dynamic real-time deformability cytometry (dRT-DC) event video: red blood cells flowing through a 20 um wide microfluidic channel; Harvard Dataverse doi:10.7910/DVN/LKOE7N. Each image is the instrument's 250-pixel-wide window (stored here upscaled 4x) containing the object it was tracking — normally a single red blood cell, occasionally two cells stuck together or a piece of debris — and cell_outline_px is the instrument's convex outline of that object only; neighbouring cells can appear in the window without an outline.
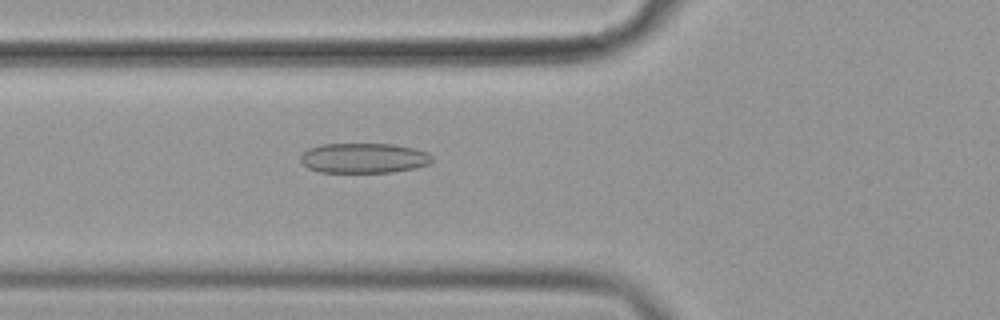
{"species": "common noctule bat (a hibernating species)", "species_latin": "Nyctalus noctula", "temperature_condition": "cold", "stored_images_in_passage": 56, "camera_frame_rate_fps": 3000, "um_per_image_px": 0.085, "animal": {"sex": "female", "body_mass_g": 19.9}, "frame": {"image": 1, "passage_image": 21, "time_ms": 6.667, "image_size_px": [1000, 320], "cell_outline_px": [[432, 160], [428, 164], [412, 168], [392, 172], [320, 172], [308, 168], [300, 160], [300, 156], [308, 148], [320, 144], [396, 144], [416, 148], [428, 152], [432, 156]], "centroid_in_image_um": [30.92, 13.42], "position_along_channel_um": 94.9, "area_um2": 23.06}}
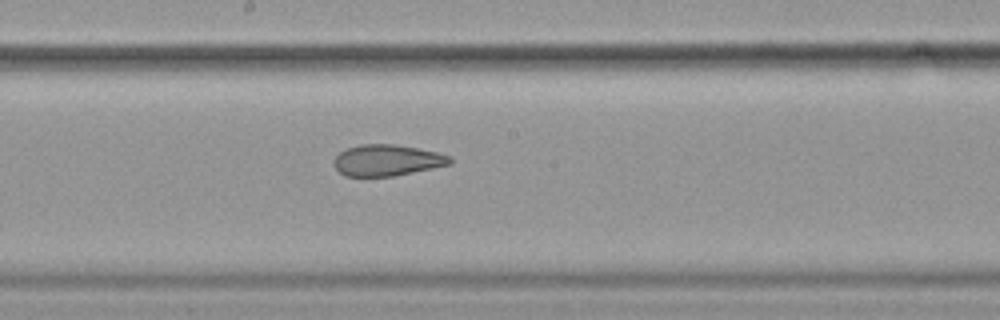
{"frame": {"image": 2, "passage_image": 31, "time_ms": 10.0, "image_size_px": [1000, 320], "cell_outline_px": [[452, 164], [392, 176], [344, 176], [332, 164], [332, 160], [340, 152], [348, 148], [360, 144], [396, 144], [436, 152], [452, 156]], "centroid_in_image_um": [32.88, 13.62], "position_along_channel_um": 215.3, "area_um2": 21.1}}
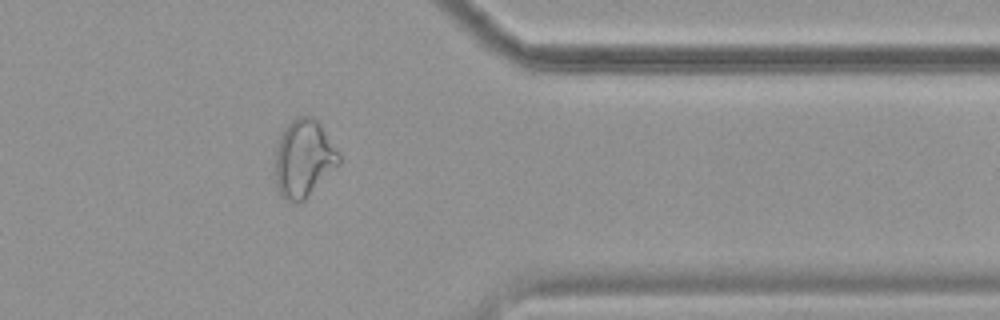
{"frame": {"image": 3, "passage_image": 46, "time_ms": 15.0, "image_size_px": [1000, 320], "cell_outline_px": [[340, 164], [300, 204], [296, 204], [284, 200], [280, 196], [276, 188], [276, 144], [284, 128], [292, 120], [300, 116], [312, 116], [320, 124], [340, 152]], "centroid_in_image_um": [25.82, 13.5], "position_along_channel_um": 385.6, "area_um2": 29.07}, "authors_computed_cell_mechanics": {"area_um2": 26.4435, "velocity_mm_per_s": 3.6093, "shape_relaxation_time_tau1_ms": 11.0958, "shape_relaxation_time_tau2_ms": 2.0032, "deformation_change_tau1": 0.2242, "deformation_change_tau2": 0.0901}}